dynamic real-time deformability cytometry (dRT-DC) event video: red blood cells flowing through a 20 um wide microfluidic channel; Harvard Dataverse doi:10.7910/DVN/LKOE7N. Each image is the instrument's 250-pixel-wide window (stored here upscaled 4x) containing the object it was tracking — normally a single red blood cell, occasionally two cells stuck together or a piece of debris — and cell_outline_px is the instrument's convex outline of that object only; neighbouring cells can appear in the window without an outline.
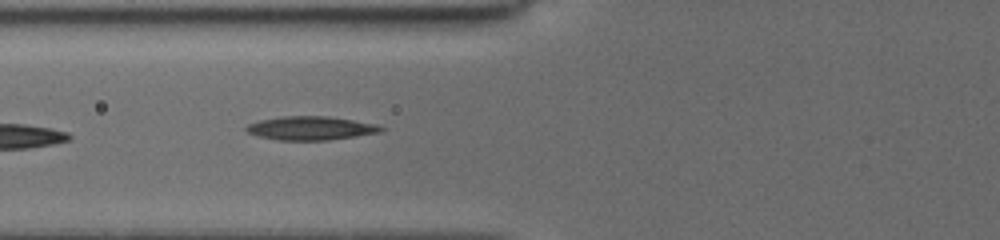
{"species": "common noctule bat (a hibernating species)", "species_latin": "Nyctalus noctula", "temperature_condition": "cold", "stored_images_in_passage": 8, "camera_frame_rate_fps": 3000, "um_per_image_px": 0.085, "animal": {"sex": "female", "body_mass_g": 19.5, "forearm_length_mm": 54.1}, "frame": {"image": 1, "passage_image": 7, "time_ms": 3.0, "image_size_px": [1000, 240], "cell_outline_px": [[384, 128], [380, 132], [356, 136], [328, 140], [276, 140], [260, 136], [248, 132], [244, 128], [248, 124], [260, 120], [280, 116], [328, 116], [376, 124]], "centroid_in_image_um": [26.39, 10.89], "position_along_channel_um": 99.4, "area_um2": 18.44}}